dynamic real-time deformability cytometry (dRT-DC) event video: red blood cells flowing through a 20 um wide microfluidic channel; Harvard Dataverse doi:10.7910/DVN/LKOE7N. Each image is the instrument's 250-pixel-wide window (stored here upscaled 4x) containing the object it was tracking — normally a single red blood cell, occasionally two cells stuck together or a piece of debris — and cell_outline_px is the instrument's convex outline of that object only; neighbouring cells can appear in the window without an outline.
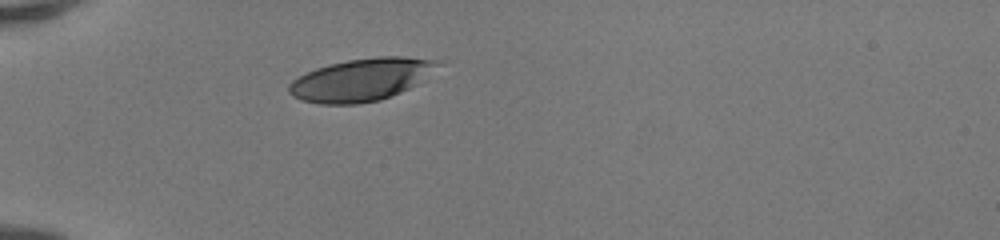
{"species": "human", "species_latin": "Homo sapiens", "temperature_condition": "room temperature", "stored_images_in_passage": 35, "camera_frame_rate_fps": 3000, "um_per_image_px": 0.085, "donor": {"sex": "female"}, "frame": {"image": 1, "passage_image": 1, "time_ms": 0.0, "image_size_px": [1000, 240], "cell_outline_px": [[440, 60], [416, 84], [400, 92], [380, 100], [356, 104], [320, 104], [300, 100], [292, 96], [288, 92], [288, 84], [292, 80], [316, 68], [328, 64], [348, 60], [376, 56], [404, 56]], "centroid_in_image_um": [30.61, 6.78], "position_along_channel_um": 54.4, "area_um2": 36.36}}
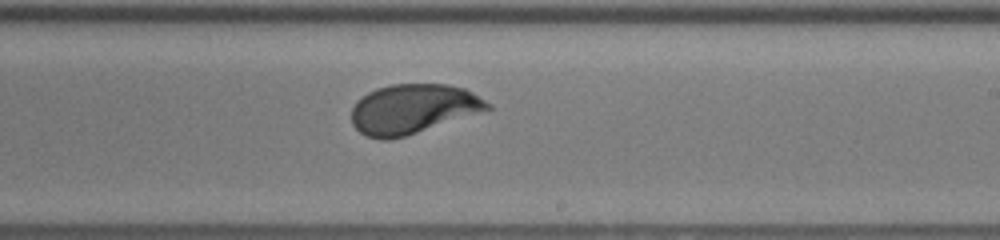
{"frame": {"image": 2, "passage_image": 17, "time_ms": 5.333, "image_size_px": [1000, 240], "cell_outline_px": [[492, 108], [488, 112], [404, 136], [388, 140], [380, 140], [368, 136], [360, 132], [352, 124], [352, 108], [356, 100], [368, 92], [376, 88], [392, 84], [448, 84], [464, 88], [472, 92], [492, 104]], "centroid_in_image_um": [35.16, 9.26], "position_along_channel_um": 253.8, "area_um2": 39.82}}
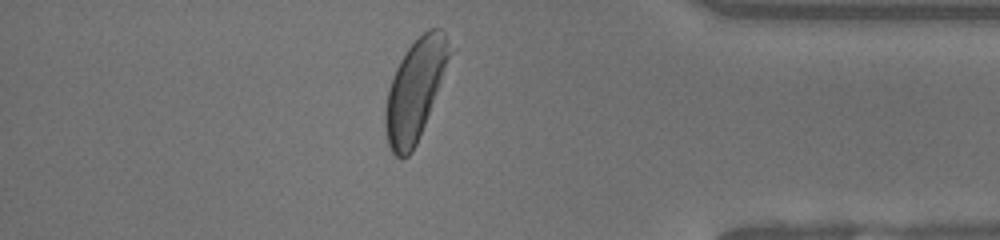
{"frame": {"image": 3, "passage_image": 29, "time_ms": 9.333, "image_size_px": [1000, 240], "cell_outline_px": [[456, 48], [416, 144], [412, 152], [404, 160], [400, 160], [392, 152], [388, 144], [384, 128], [384, 108], [388, 88], [392, 76], [400, 60], [408, 48], [428, 28], [444, 28]], "centroid_in_image_um": [35.33, 7.59], "position_along_channel_um": 399.9, "area_um2": 38.61}, "authors_computed_cell_mechanics": {"area_um2": 39.6508, "velocity_mm_per_s": 4.1527, "shape_relaxation_time_tau1_ms": 1.9797, "shape_relaxation_time_tau2_ms": null, "deformation_change_tau1": 0.1488, "deformation_change_tau2": null}}